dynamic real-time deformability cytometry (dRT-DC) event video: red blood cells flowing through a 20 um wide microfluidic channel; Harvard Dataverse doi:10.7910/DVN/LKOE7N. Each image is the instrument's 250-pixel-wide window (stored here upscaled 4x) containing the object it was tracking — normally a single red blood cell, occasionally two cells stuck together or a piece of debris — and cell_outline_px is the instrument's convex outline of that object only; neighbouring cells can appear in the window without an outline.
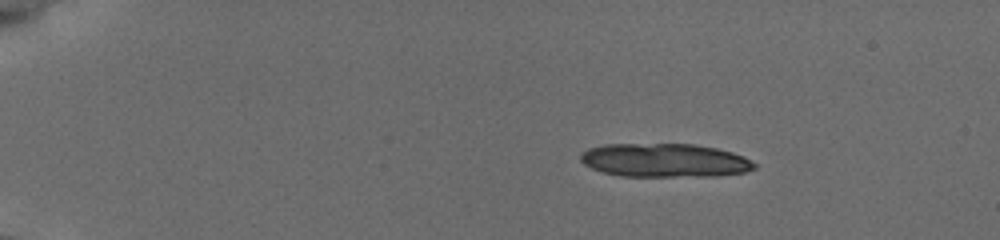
{"species": "common noctule bat (a hibernating species)", "species_latin": "Nyctalus noctula", "temperature_condition": "cold", "stored_images_in_passage": 25, "camera_frame_rate_fps": 3000, "um_per_image_px": 0.085, "animal": {"sex": "female", "body_mass_g": 19.5, "forearm_length_mm": 54.1}, "frame": {"image": 1, "passage_image": 1, "time_ms": 0.0, "image_size_px": [1000, 240], "cell_outline_px": [[756, 168], [744, 172], [716, 176], [620, 176], [604, 172], [592, 168], [584, 164], [580, 160], [580, 156], [588, 148], [604, 144], [692, 144], [716, 148], [732, 152], [744, 156], [756, 164]], "centroid_in_image_um": [56.5, 13.63], "position_along_channel_um": 28.5, "area_um2": 34.04}}
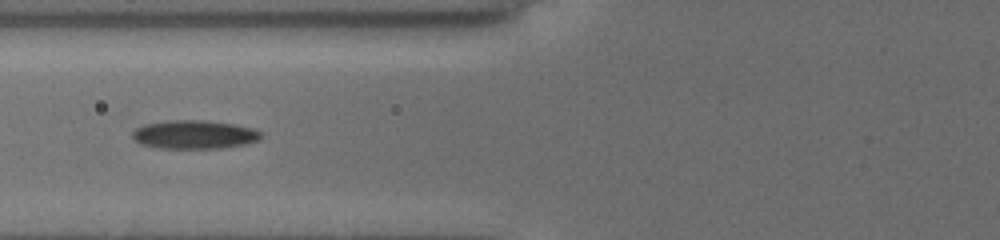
{"frame": {"image": 2, "passage_image": 16, "time_ms": 5.0, "image_size_px": [1000, 240], "cell_outline_px": [[260, 140], [244, 144], [220, 148], [160, 148], [140, 144], [132, 136], [132, 132], [136, 128], [144, 124], [168, 120], [204, 120], [232, 124], [252, 128], [260, 132]], "centroid_in_image_um": [16.48, 11.43], "position_along_channel_um": 109.3, "area_um2": 21.27}}
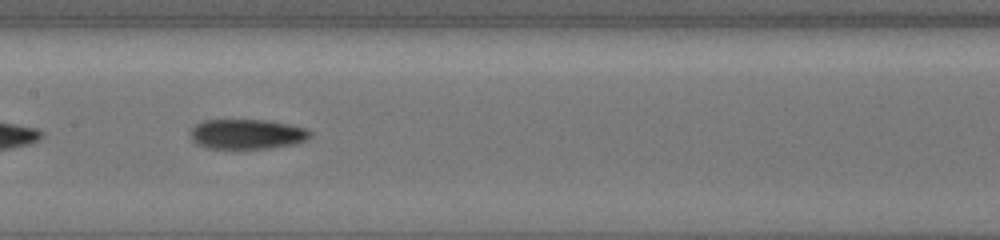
{"frame": {"image": 3, "passage_image": 22, "time_ms": 7.0, "image_size_px": [1000, 240], "cell_outline_px": [[312, 136], [308, 140], [296, 144], [268, 148], [204, 148], [196, 144], [192, 140], [192, 128], [196, 124], [204, 120], [268, 120], [288, 124], [304, 128], [312, 132]], "centroid_in_image_um": [21.03, 11.4], "position_along_channel_um": 186.4, "area_um2": 20.92}}